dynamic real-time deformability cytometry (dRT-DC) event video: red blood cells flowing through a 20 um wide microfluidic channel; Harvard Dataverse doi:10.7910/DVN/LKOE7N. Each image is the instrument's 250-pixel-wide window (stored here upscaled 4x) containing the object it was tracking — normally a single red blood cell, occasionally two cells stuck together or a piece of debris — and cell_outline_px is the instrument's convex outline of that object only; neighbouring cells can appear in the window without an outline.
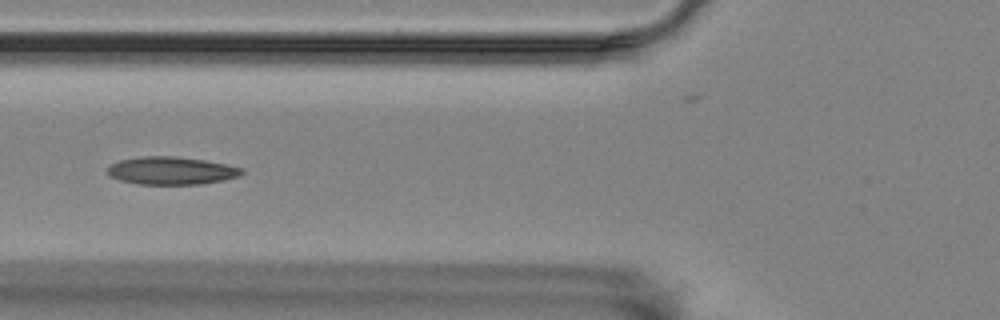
{"species": "Egyptian fruit bat (a non-hibernating species)", "species_latin": "Rousettus aegyptiacus", "temperature_condition": "room temperature", "stored_images_in_passage": 57, "segment_of_instrument_passage": [1, 2], "camera_frame_rate_fps": 3000, "um_per_image_px": 0.085, "animal": {"sex": "female"}, "frame": {"image": 1, "passage_image": 21, "time_ms": 6.667, "image_size_px": [1000, 320], "cell_outline_px": [[244, 172], [240, 176], [224, 180], [200, 184], [136, 184], [120, 180], [108, 176], [108, 168], [112, 164], [120, 160], [140, 156], [176, 156], [204, 160], [244, 168]], "centroid_in_image_um": [14.57, 14.51], "position_along_channel_um": 111.2, "area_um2": 21.79}}
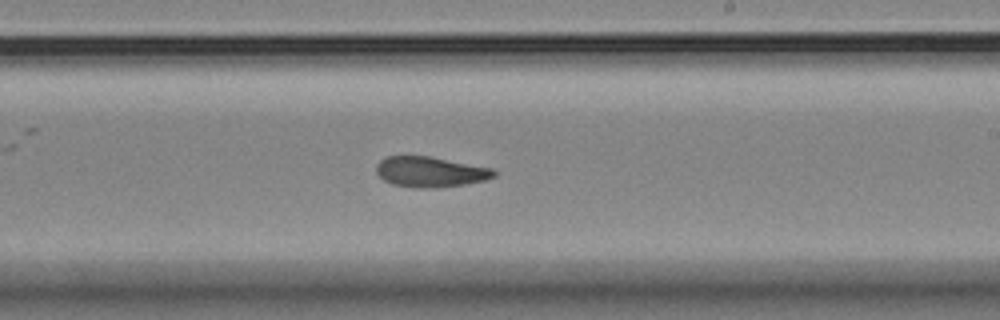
{"frame": {"image": 2, "passage_image": 33, "time_ms": 10.667, "image_size_px": [1000, 320], "cell_outline_px": [[496, 176], [484, 180], [464, 184], [432, 188], [416, 188], [392, 184], [384, 180], [376, 172], [376, 164], [384, 156], [428, 156], [492, 168], [496, 172]], "centroid_in_image_um": [36.54, 14.6], "position_along_channel_um": 252.5, "area_um2": 20.75}}
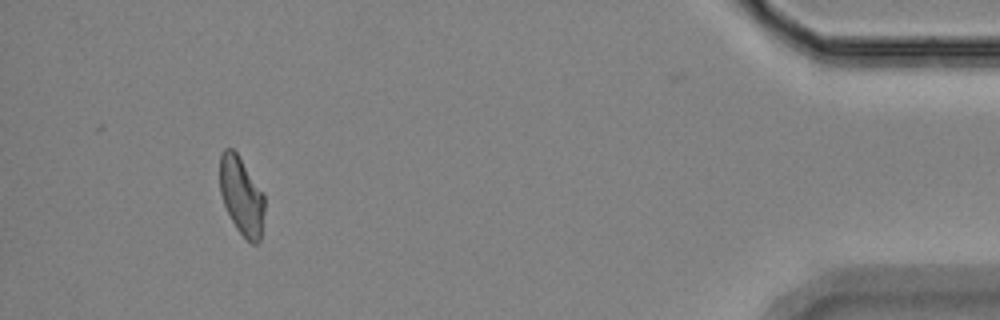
{"frame": {"image": 3, "passage_image": 52, "time_ms": 17.0, "image_size_px": [1000, 320], "cell_outline_px": [[264, 212], [260, 240], [256, 244], [252, 244], [236, 228], [224, 204], [220, 192], [220, 152], [224, 148], [232, 148], [236, 152], [264, 192]], "centroid_in_image_um": [20.53, 16.63], "position_along_channel_um": 414.7, "area_um2": 20.29}}